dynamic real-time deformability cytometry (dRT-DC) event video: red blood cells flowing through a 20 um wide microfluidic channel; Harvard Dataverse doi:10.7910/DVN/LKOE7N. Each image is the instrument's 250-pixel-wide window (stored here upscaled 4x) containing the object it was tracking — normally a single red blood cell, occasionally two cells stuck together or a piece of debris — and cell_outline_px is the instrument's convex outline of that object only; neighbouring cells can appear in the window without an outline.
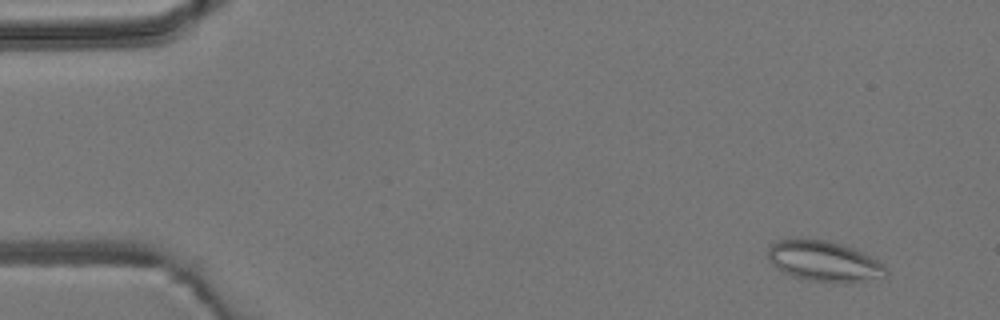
{"species": "common noctule bat (a hibernating species)", "species_latin": "Nyctalus noctula", "temperature_condition": "room temperature", "stored_images_in_passage": 4, "camera_frame_rate_fps": 3000, "um_per_image_px": 0.085, "animal": {"sex": "male", "body_mass_g": 19.2, "forearm_length_mm": 51.8}, "frame": {"image": 1, "passage_image": 1, "time_ms": 0.0, "image_size_px": [1000, 320], "cell_outline_px": [[888, 276], [856, 280], [808, 280], [792, 276], [776, 268], [768, 260], [768, 248], [776, 240], [788, 236], [796, 236], [828, 240], [852, 248], [876, 260], [888, 272]], "centroid_in_image_um": [69.88, 22.11], "position_along_channel_um": 15.1, "area_um2": 27.4}}